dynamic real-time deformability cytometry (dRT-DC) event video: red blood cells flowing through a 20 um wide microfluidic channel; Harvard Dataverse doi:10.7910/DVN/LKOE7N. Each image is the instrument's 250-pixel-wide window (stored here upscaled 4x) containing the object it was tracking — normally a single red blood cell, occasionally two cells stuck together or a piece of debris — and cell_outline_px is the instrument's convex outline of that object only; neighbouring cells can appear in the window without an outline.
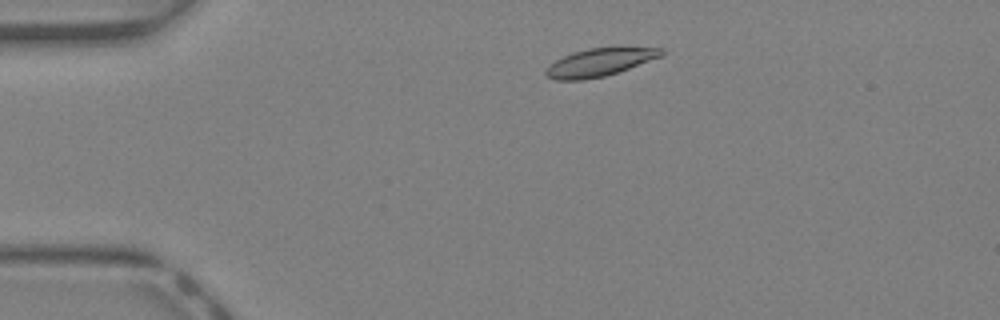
{"species": "Egyptian fruit bat (a non-hibernating species)", "species_latin": "Rousettus aegyptiacus", "temperature_condition": "warm", "stored_images_in_passage": 38, "camera_frame_rate_fps": 3000, "um_per_image_px": 0.085, "animal": {"sex": "female"}, "frame": {"image": 1, "passage_image": 5, "time_ms": 1.333, "image_size_px": [1000, 320], "cell_outline_px": [[664, 56], [604, 76], [584, 80], [556, 80], [548, 76], [544, 72], [548, 64], [572, 52], [588, 48], [620, 44], [664, 48]], "centroid_in_image_um": [51.06, 5.22], "position_along_channel_um": 33.9, "area_um2": 19.65}}
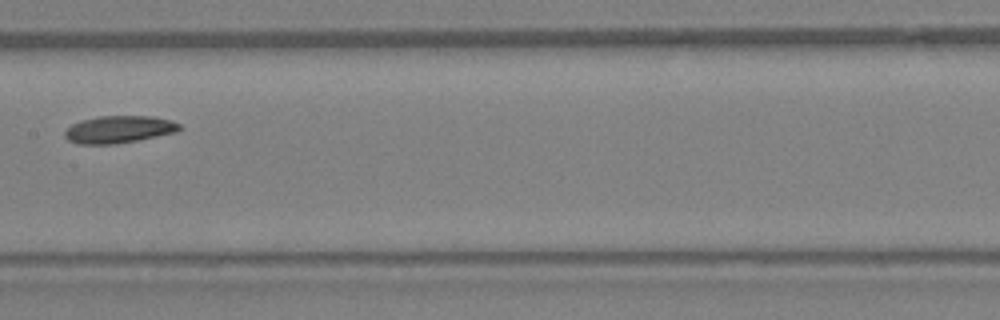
{"frame": {"image": 2, "passage_image": 18, "time_ms": 5.667, "image_size_px": [1000, 320], "cell_outline_px": [[184, 128], [176, 132], [136, 140], [112, 144], [80, 144], [68, 140], [64, 136], [64, 132], [72, 124], [80, 120], [100, 116], [152, 116], [172, 120], [180, 124]], "centroid_in_image_um": [10.12, 10.99], "position_along_channel_um": 197.3, "area_um2": 18.21}}
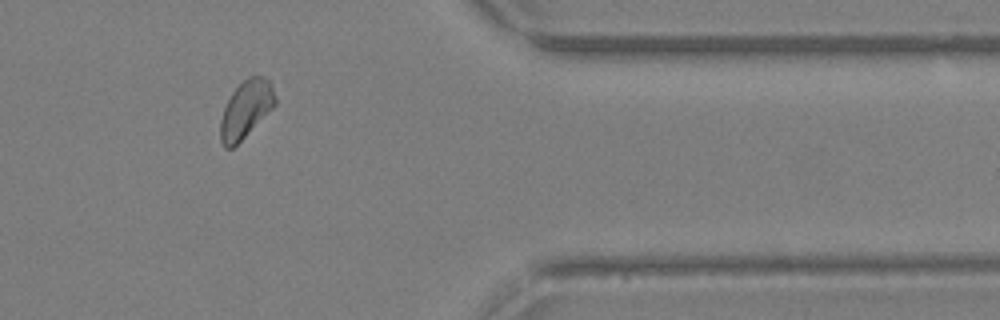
{"frame": {"image": 3, "passage_image": 31, "time_ms": 10.0, "image_size_px": [1000, 320], "cell_outline_px": [[276, 104], [232, 148], [224, 148], [220, 140], [220, 120], [224, 108], [232, 92], [248, 76], [264, 76], [272, 84], [276, 96]], "centroid_in_image_um": [20.9, 9.26], "position_along_channel_um": 390.5, "area_um2": 17.98}, "authors_computed_cell_mechanics": {"area_um2": 18.5249, "velocity_mm_per_s": 4.9205, "shape_relaxation_time_tau1_ms": 3.5293, "shape_relaxation_time_tau2_ms": 9.1737, "deformation_change_tau1": 0.0948, "deformation_change_tau2": 0.1641}}